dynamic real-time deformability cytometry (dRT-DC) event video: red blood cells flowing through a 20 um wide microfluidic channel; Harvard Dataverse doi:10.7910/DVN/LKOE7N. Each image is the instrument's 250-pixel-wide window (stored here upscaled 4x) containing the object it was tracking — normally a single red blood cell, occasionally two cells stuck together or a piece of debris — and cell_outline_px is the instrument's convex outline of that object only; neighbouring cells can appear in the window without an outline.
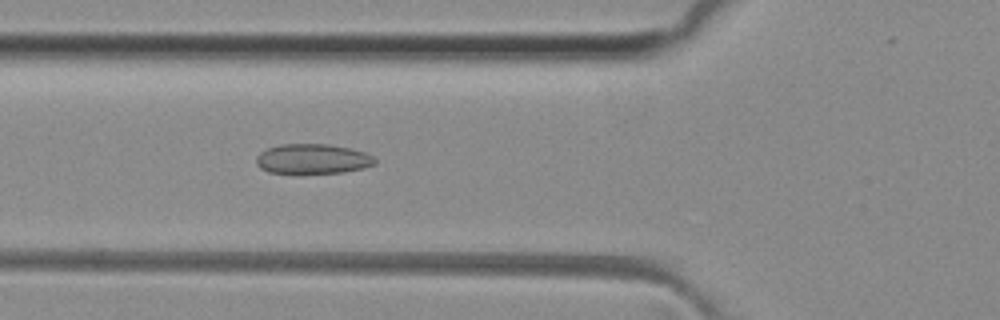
{"species": "common noctule bat (a hibernating species)", "species_latin": "Nyctalus noctula", "temperature_condition": "room temperature", "stored_images_in_passage": 50, "camera_frame_rate_fps": 3000, "um_per_image_px": 0.085, "animal": {"sex": "female", "body_mass_g": 29.2, "forearm_length_mm": 56.3}, "frame": {"image": 1, "passage_image": 18, "time_ms": 5.667, "image_size_px": [1000, 320], "cell_outline_px": [[376, 164], [364, 168], [344, 172], [296, 176], [268, 172], [260, 168], [256, 164], [256, 156], [260, 152], [268, 148], [280, 144], [328, 144], [352, 148], [364, 152], [372, 156], [376, 160]], "centroid_in_image_um": [26.54, 13.55], "position_along_channel_um": 99.3, "area_um2": 21.62}}
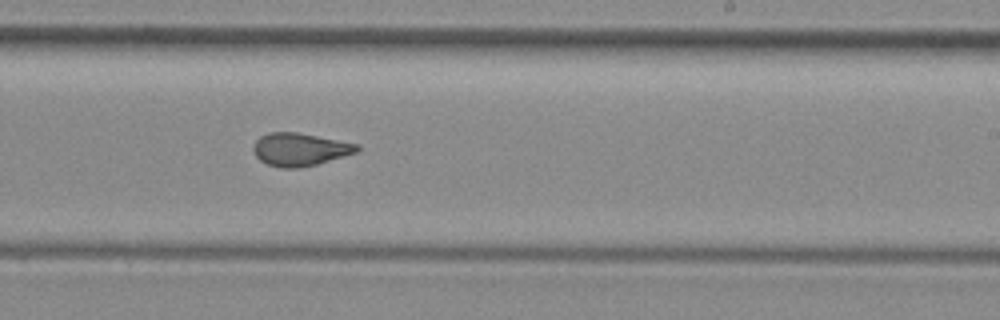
{"frame": {"image": 2, "passage_image": 30, "time_ms": 9.667, "image_size_px": [1000, 320], "cell_outline_px": [[360, 148], [356, 152], [316, 164], [300, 168], [280, 168], [268, 164], [260, 160], [256, 156], [252, 148], [252, 144], [260, 136], [268, 132], [296, 132], [360, 144]], "centroid_in_image_um": [25.45, 12.69], "position_along_channel_um": 263.5, "area_um2": 19.83}}
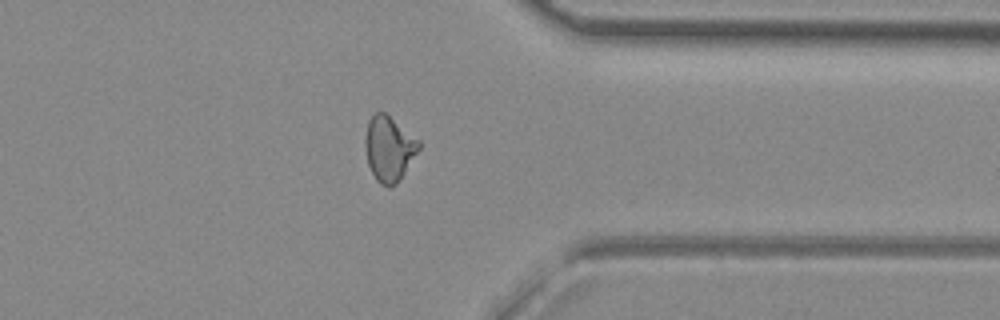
{"frame": {"image": 3, "passage_image": 39, "time_ms": 12.667, "image_size_px": [1000, 320], "cell_outline_px": [[420, 148], [396, 184], [392, 188], [388, 188], [380, 184], [376, 180], [368, 164], [364, 144], [364, 140], [368, 120], [376, 112], [384, 112], [420, 140]], "centroid_in_image_um": [33.05, 12.64], "position_along_channel_um": 378.4, "area_um2": 20.29}, "authors_computed_cell_mechanics": {"area_um2": 20.5768, "velocity_mm_per_s": 4.0975, "shape_relaxation_time_tau1_ms": null, "shape_relaxation_time_tau2_ms": 1.0724, "deformation_change_tau1": null, "deformation_change_tau2": 0.0801}}